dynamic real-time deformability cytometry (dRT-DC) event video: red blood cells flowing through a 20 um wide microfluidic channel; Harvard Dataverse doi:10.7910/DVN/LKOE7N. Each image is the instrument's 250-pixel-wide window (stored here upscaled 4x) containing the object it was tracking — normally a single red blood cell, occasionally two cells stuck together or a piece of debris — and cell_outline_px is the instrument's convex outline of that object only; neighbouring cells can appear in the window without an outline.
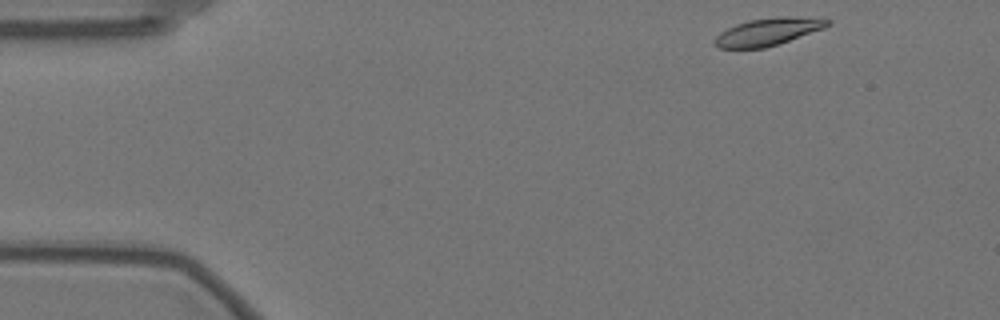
{"species": "Egyptian fruit bat (a non-hibernating species)", "species_latin": "Rousettus aegyptiacus", "temperature_condition": "warm", "stored_images_in_passage": 42, "camera_frame_rate_fps": 3000, "um_per_image_px": 0.085, "animal": {"sex": "female"}, "frame": {"image": 1, "passage_image": 2, "time_ms": 0.333, "image_size_px": [1000, 320], "cell_outline_px": [[832, 24], [824, 28], [764, 48], [716, 48], [712, 44], [716, 36], [720, 32], [736, 24], [748, 20], [780, 16], [788, 16], [832, 20]], "centroid_in_image_um": [65.23, 2.7], "position_along_channel_um": 19.8, "area_um2": 17.86}}
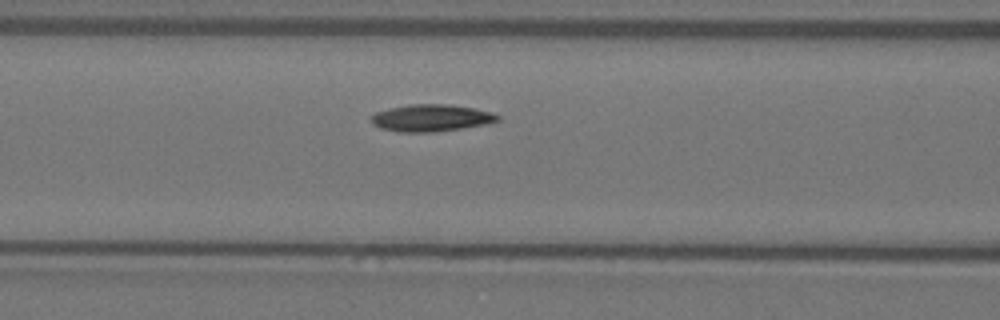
{"frame": {"image": 2, "passage_image": 19, "time_ms": 6.0, "image_size_px": [1000, 320], "cell_outline_px": [[500, 120], [484, 124], [460, 128], [432, 132], [400, 132], [380, 128], [372, 124], [372, 116], [376, 112], [388, 108], [412, 104], [444, 104], [472, 108], [492, 112], [500, 116]], "centroid_in_image_um": [36.62, 10.02], "position_along_channel_um": 130.0, "area_um2": 19.65}}
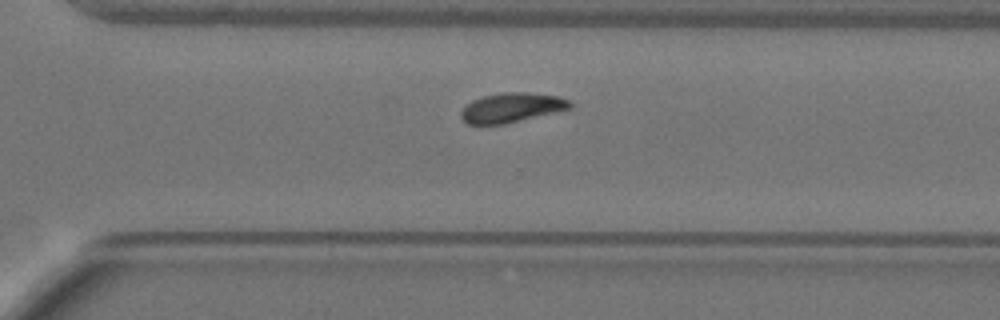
{"frame": {"image": 3, "passage_image": 36, "time_ms": 11.667, "image_size_px": [1000, 320], "cell_outline_px": [[572, 108], [556, 112], [504, 124], [468, 124], [460, 116], [460, 112], [472, 100], [484, 96], [504, 92], [524, 92], [560, 96], [568, 100], [572, 104]], "centroid_in_image_um": [43.51, 9.14], "position_along_channel_um": 327.1, "area_um2": 18.61}}